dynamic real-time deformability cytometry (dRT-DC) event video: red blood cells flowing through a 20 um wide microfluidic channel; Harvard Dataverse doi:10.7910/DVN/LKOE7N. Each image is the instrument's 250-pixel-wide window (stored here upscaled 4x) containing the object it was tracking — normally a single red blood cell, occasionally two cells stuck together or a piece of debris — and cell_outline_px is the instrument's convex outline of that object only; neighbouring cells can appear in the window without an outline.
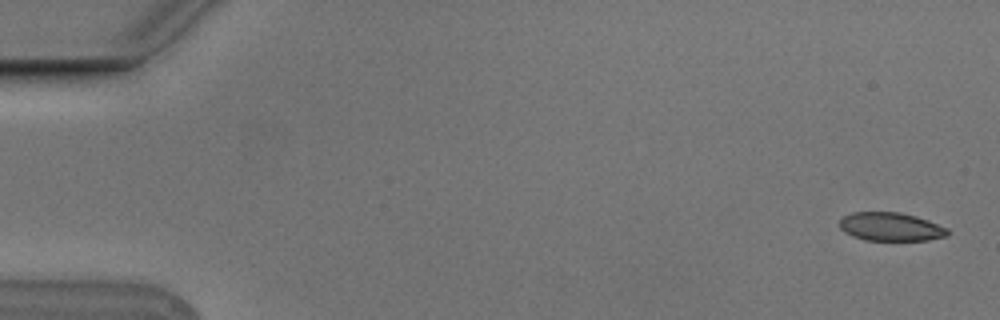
{"species": "Egyptian fruit bat (a non-hibernating species)", "species_latin": "Rousettus aegyptiacus", "temperature_condition": "cold", "stored_images_in_passage": 5, "camera_frame_rate_fps": 3000, "um_per_image_px": 0.085, "animal": {"sex": "male"}, "frame": {"image": 1, "passage_image": 1, "time_ms": 0.0, "image_size_px": [1000, 320], "cell_outline_px": [[948, 232], [944, 236], [928, 240], [864, 240], [852, 236], [844, 232], [840, 228], [840, 220], [844, 216], [852, 212], [900, 212], [916, 216], [928, 220], [948, 228]], "centroid_in_image_um": [75.69, 19.27], "position_along_channel_um": 9.3, "area_um2": 17.86}}
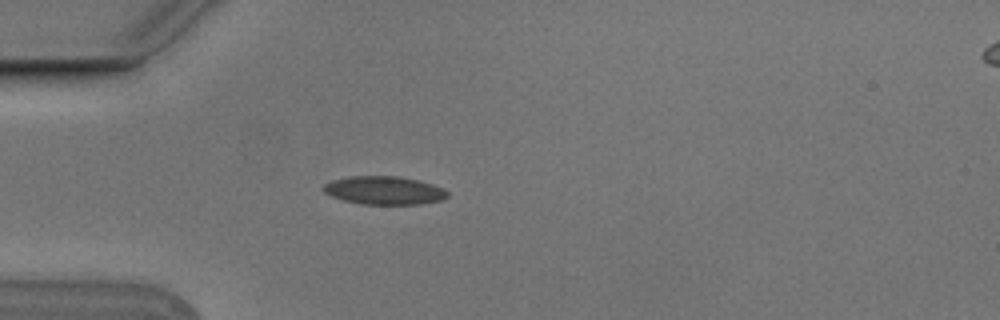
{"frame": {"image": 2, "passage_image": 5, "time_ms": 1.333, "image_size_px": [1000, 320], "cell_outline_px": [[448, 196], [440, 200], [420, 204], [360, 204], [344, 200], [332, 196], [324, 192], [320, 188], [324, 184], [332, 180], [348, 176], [400, 176], [432, 184], [448, 192]], "centroid_in_image_um": [32.6, 16.18], "position_along_channel_um": 52.4, "area_um2": 20.35}}